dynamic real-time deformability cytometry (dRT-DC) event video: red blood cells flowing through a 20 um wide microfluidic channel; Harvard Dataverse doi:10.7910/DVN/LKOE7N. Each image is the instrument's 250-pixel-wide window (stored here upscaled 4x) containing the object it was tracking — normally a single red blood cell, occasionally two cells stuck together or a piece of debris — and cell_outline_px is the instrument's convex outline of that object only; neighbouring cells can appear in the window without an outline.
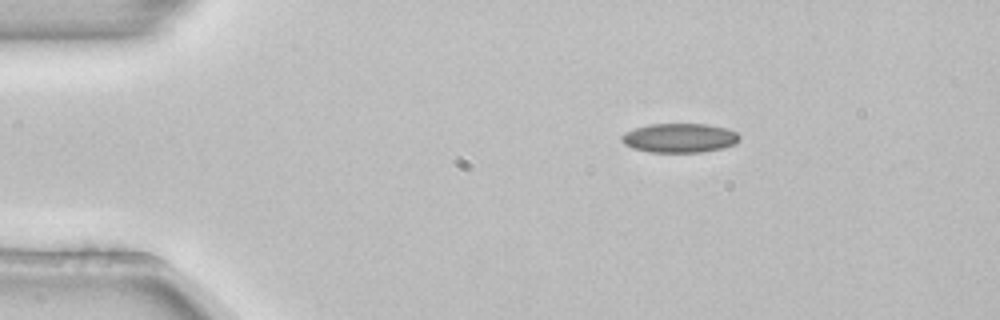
{"species": "common noctule bat (a hibernating species)", "species_latin": "Nyctalus noctula", "temperature_condition": "room temperature", "stored_images_in_passage": 5, "camera_frame_rate_fps": 3000, "um_per_image_px": 0.085, "animal": {"sex": "female", "body_mass_g": 22.7, "forearm_length_mm": 54.2}, "frame": {"image": 1, "passage_image": 2, "time_ms": 0.333, "image_size_px": [1000, 320], "cell_outline_px": [[740, 140], [736, 144], [724, 148], [700, 152], [648, 152], [632, 148], [624, 144], [620, 140], [620, 136], [624, 132], [648, 124], [708, 124], [728, 128], [736, 132], [740, 136]], "centroid_in_image_um": [57.77, 11.72], "position_along_channel_um": 27.2, "area_um2": 20.35}}
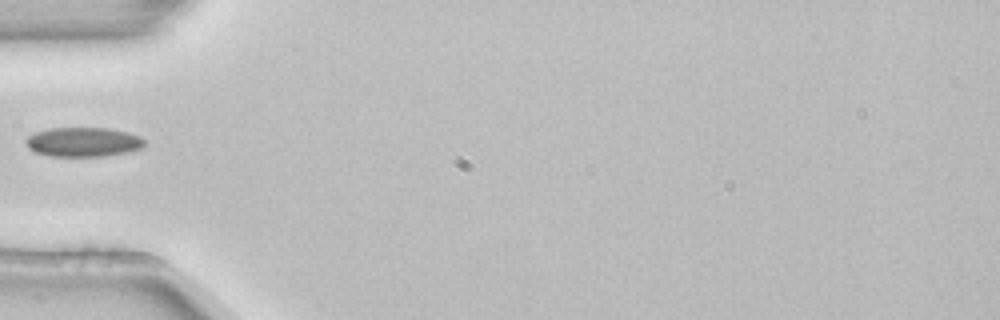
{"frame": {"image": 2, "passage_image": 4, "time_ms": 1.0, "image_size_px": [1000, 320], "cell_outline_px": [[144, 148], [128, 152], [104, 156], [48, 156], [36, 152], [28, 148], [24, 144], [24, 140], [28, 136], [36, 132], [48, 128], [108, 128], [128, 132], [140, 136], [144, 140]], "centroid_in_image_um": [7.07, 12.07], "position_along_channel_um": 77.9, "area_um2": 20.52}}